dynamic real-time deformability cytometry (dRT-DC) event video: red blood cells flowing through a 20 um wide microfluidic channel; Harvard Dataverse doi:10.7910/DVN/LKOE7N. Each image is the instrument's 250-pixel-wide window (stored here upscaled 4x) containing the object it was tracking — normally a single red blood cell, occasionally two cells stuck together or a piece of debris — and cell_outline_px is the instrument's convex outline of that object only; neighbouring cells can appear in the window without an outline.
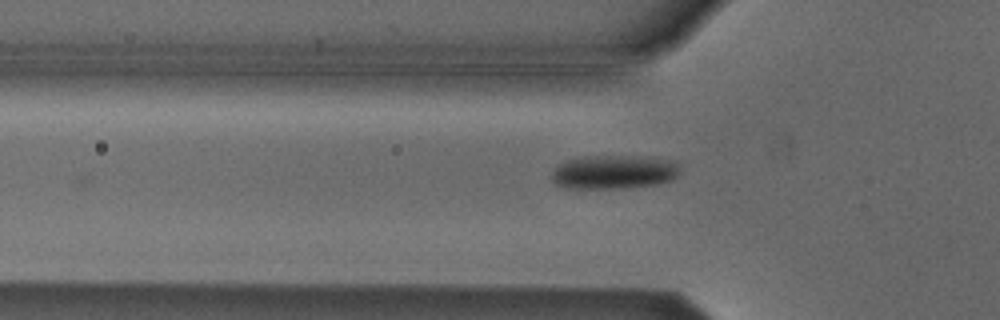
{"species": "Egyptian fruit bat (a non-hibernating species)", "species_latin": "Rousettus aegyptiacus", "temperature_condition": "cold", "stored_images_in_passage": 25, "camera_frame_rate_fps": 3000, "um_per_image_px": 0.085, "animal": {"sex": "male"}, "frame": {"image": 1, "passage_image": 4, "time_ms": 1.0, "image_size_px": [1000, 320], "cell_outline_px": [[680, 172], [672, 180], [656, 184], [616, 188], [568, 188], [556, 184], [552, 180], [552, 172], [560, 164], [568, 160], [584, 156], [624, 156], [676, 160], [680, 164]], "centroid_in_image_um": [52.21, 14.62], "position_along_channel_um": 73.6, "area_um2": 25.09}}
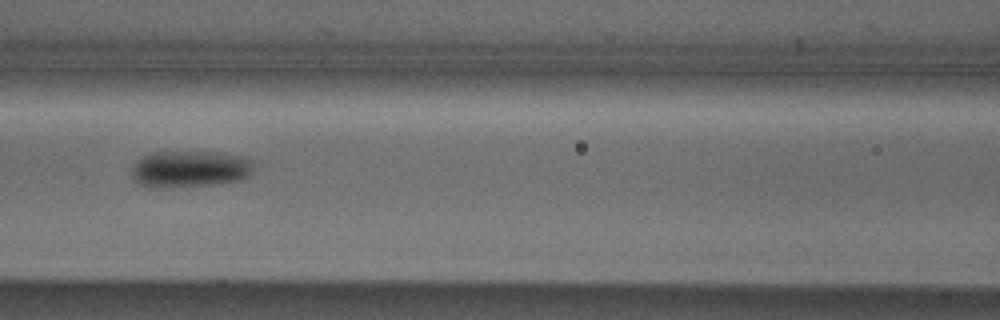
{"frame": {"image": 2, "passage_image": 10, "time_ms": 3.0, "image_size_px": [1000, 320], "cell_outline_px": [[256, 168], [248, 176], [240, 180], [220, 184], [164, 188], [148, 188], [132, 180], [132, 168], [136, 160], [140, 156], [152, 152], [220, 152], [240, 156], [252, 160]], "centroid_in_image_um": [16.12, 14.37], "position_along_channel_um": 150.5, "area_um2": 26.76}}
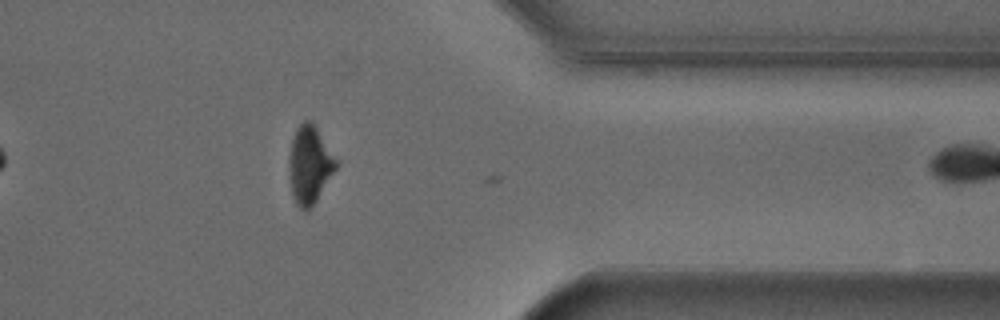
{"frame": {"image": 3, "passage_image": 24, "time_ms": 7.667, "image_size_px": [1000, 320], "cell_outline_px": [[336, 168], [316, 200], [308, 208], [300, 208], [296, 204], [292, 196], [288, 168], [288, 156], [292, 140], [296, 128], [304, 120], [312, 120], [336, 160]], "centroid_in_image_um": [26.27, 13.97], "position_along_channel_um": 385.1, "area_um2": 20.87}}